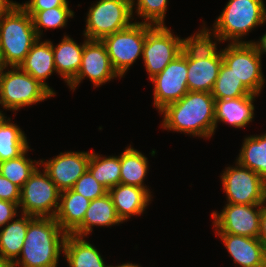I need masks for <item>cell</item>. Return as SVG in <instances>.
Instances as JSON below:
<instances>
[{
  "label": "cell",
  "instance_id": "6da1fadb",
  "mask_svg": "<svg viewBox=\"0 0 266 267\" xmlns=\"http://www.w3.org/2000/svg\"><path fill=\"white\" fill-rule=\"evenodd\" d=\"M164 129L210 138L215 132V99L211 93L188 91L160 111Z\"/></svg>",
  "mask_w": 266,
  "mask_h": 267
},
{
  "label": "cell",
  "instance_id": "7a4b0ae2",
  "mask_svg": "<svg viewBox=\"0 0 266 267\" xmlns=\"http://www.w3.org/2000/svg\"><path fill=\"white\" fill-rule=\"evenodd\" d=\"M66 236L55 218L35 217L28 224L19 258L11 267H57Z\"/></svg>",
  "mask_w": 266,
  "mask_h": 267
},
{
  "label": "cell",
  "instance_id": "3957f363",
  "mask_svg": "<svg viewBox=\"0 0 266 267\" xmlns=\"http://www.w3.org/2000/svg\"><path fill=\"white\" fill-rule=\"evenodd\" d=\"M265 22L266 8L263 0H229L216 18L213 29L204 27L199 31L208 40L215 38V43L229 40L230 43H251L252 41H243V37Z\"/></svg>",
  "mask_w": 266,
  "mask_h": 267
},
{
  "label": "cell",
  "instance_id": "277c9868",
  "mask_svg": "<svg viewBox=\"0 0 266 267\" xmlns=\"http://www.w3.org/2000/svg\"><path fill=\"white\" fill-rule=\"evenodd\" d=\"M38 39L32 17L19 3L0 18V49L6 67L19 66Z\"/></svg>",
  "mask_w": 266,
  "mask_h": 267
},
{
  "label": "cell",
  "instance_id": "5b68a950",
  "mask_svg": "<svg viewBox=\"0 0 266 267\" xmlns=\"http://www.w3.org/2000/svg\"><path fill=\"white\" fill-rule=\"evenodd\" d=\"M200 31L188 41V91L211 93L223 63L222 50ZM218 50V51H217Z\"/></svg>",
  "mask_w": 266,
  "mask_h": 267
},
{
  "label": "cell",
  "instance_id": "8992f818",
  "mask_svg": "<svg viewBox=\"0 0 266 267\" xmlns=\"http://www.w3.org/2000/svg\"><path fill=\"white\" fill-rule=\"evenodd\" d=\"M7 68L0 74V105L4 110L18 111L54 96L19 66L10 67L6 72Z\"/></svg>",
  "mask_w": 266,
  "mask_h": 267
},
{
  "label": "cell",
  "instance_id": "52a82bcc",
  "mask_svg": "<svg viewBox=\"0 0 266 267\" xmlns=\"http://www.w3.org/2000/svg\"><path fill=\"white\" fill-rule=\"evenodd\" d=\"M133 18L131 0H99L89 8L83 35L88 40H102L133 24Z\"/></svg>",
  "mask_w": 266,
  "mask_h": 267
},
{
  "label": "cell",
  "instance_id": "ba28073f",
  "mask_svg": "<svg viewBox=\"0 0 266 267\" xmlns=\"http://www.w3.org/2000/svg\"><path fill=\"white\" fill-rule=\"evenodd\" d=\"M193 35L181 39L173 35L171 29L165 25H150L146 23V39L142 59L149 79L173 61Z\"/></svg>",
  "mask_w": 266,
  "mask_h": 267
},
{
  "label": "cell",
  "instance_id": "9c48e42d",
  "mask_svg": "<svg viewBox=\"0 0 266 267\" xmlns=\"http://www.w3.org/2000/svg\"><path fill=\"white\" fill-rule=\"evenodd\" d=\"M60 190L37 168L20 190L19 208L21 214L34 217H55L60 199Z\"/></svg>",
  "mask_w": 266,
  "mask_h": 267
},
{
  "label": "cell",
  "instance_id": "30bf717a",
  "mask_svg": "<svg viewBox=\"0 0 266 267\" xmlns=\"http://www.w3.org/2000/svg\"><path fill=\"white\" fill-rule=\"evenodd\" d=\"M146 39V23L133 22L118 32L105 36V44L113 69L122 78L128 69L142 57Z\"/></svg>",
  "mask_w": 266,
  "mask_h": 267
},
{
  "label": "cell",
  "instance_id": "8fae6325",
  "mask_svg": "<svg viewBox=\"0 0 266 267\" xmlns=\"http://www.w3.org/2000/svg\"><path fill=\"white\" fill-rule=\"evenodd\" d=\"M225 168L221 175L227 203L255 205L266 204V181L256 172L240 165Z\"/></svg>",
  "mask_w": 266,
  "mask_h": 267
},
{
  "label": "cell",
  "instance_id": "7c38bea8",
  "mask_svg": "<svg viewBox=\"0 0 266 267\" xmlns=\"http://www.w3.org/2000/svg\"><path fill=\"white\" fill-rule=\"evenodd\" d=\"M188 42L182 53L150 81L154 84V107L160 112L167 105L179 101L187 92Z\"/></svg>",
  "mask_w": 266,
  "mask_h": 267
},
{
  "label": "cell",
  "instance_id": "4fadbf2b",
  "mask_svg": "<svg viewBox=\"0 0 266 267\" xmlns=\"http://www.w3.org/2000/svg\"><path fill=\"white\" fill-rule=\"evenodd\" d=\"M223 62L235 76L255 95L261 93L265 78L262 73L261 57L251 43H229L222 50Z\"/></svg>",
  "mask_w": 266,
  "mask_h": 267
},
{
  "label": "cell",
  "instance_id": "5bb4252c",
  "mask_svg": "<svg viewBox=\"0 0 266 267\" xmlns=\"http://www.w3.org/2000/svg\"><path fill=\"white\" fill-rule=\"evenodd\" d=\"M264 204H229L222 212H212L216 233L258 238L261 210Z\"/></svg>",
  "mask_w": 266,
  "mask_h": 267
},
{
  "label": "cell",
  "instance_id": "9a60e30c",
  "mask_svg": "<svg viewBox=\"0 0 266 267\" xmlns=\"http://www.w3.org/2000/svg\"><path fill=\"white\" fill-rule=\"evenodd\" d=\"M84 38L80 69L76 78L68 85L71 90L74 91L85 77L90 79L95 88L115 77L121 78L111 65L105 44L101 40Z\"/></svg>",
  "mask_w": 266,
  "mask_h": 267
},
{
  "label": "cell",
  "instance_id": "2e32d148",
  "mask_svg": "<svg viewBox=\"0 0 266 267\" xmlns=\"http://www.w3.org/2000/svg\"><path fill=\"white\" fill-rule=\"evenodd\" d=\"M91 152L61 153L50 160H40V166L60 191L71 189L87 171Z\"/></svg>",
  "mask_w": 266,
  "mask_h": 267
},
{
  "label": "cell",
  "instance_id": "e0dca14e",
  "mask_svg": "<svg viewBox=\"0 0 266 267\" xmlns=\"http://www.w3.org/2000/svg\"><path fill=\"white\" fill-rule=\"evenodd\" d=\"M235 264L240 267H266V249L258 238L216 233Z\"/></svg>",
  "mask_w": 266,
  "mask_h": 267
},
{
  "label": "cell",
  "instance_id": "ac0fdd59",
  "mask_svg": "<svg viewBox=\"0 0 266 267\" xmlns=\"http://www.w3.org/2000/svg\"><path fill=\"white\" fill-rule=\"evenodd\" d=\"M108 193L122 222L127 221L131 216L142 215L152 201L151 192L133 185L120 183L112 187Z\"/></svg>",
  "mask_w": 266,
  "mask_h": 267
},
{
  "label": "cell",
  "instance_id": "d6986e66",
  "mask_svg": "<svg viewBox=\"0 0 266 267\" xmlns=\"http://www.w3.org/2000/svg\"><path fill=\"white\" fill-rule=\"evenodd\" d=\"M258 95L243 96L215 100V130L219 122L232 125L235 128L247 126L254 118L255 97Z\"/></svg>",
  "mask_w": 266,
  "mask_h": 267
},
{
  "label": "cell",
  "instance_id": "ffe728a7",
  "mask_svg": "<svg viewBox=\"0 0 266 267\" xmlns=\"http://www.w3.org/2000/svg\"><path fill=\"white\" fill-rule=\"evenodd\" d=\"M19 67L44 85L54 96L56 95V92L45 82L53 72H56L50 40L40 41L39 38Z\"/></svg>",
  "mask_w": 266,
  "mask_h": 267
},
{
  "label": "cell",
  "instance_id": "44dd1931",
  "mask_svg": "<svg viewBox=\"0 0 266 267\" xmlns=\"http://www.w3.org/2000/svg\"><path fill=\"white\" fill-rule=\"evenodd\" d=\"M123 223L117 215L109 193L90 201L83 222L71 233L76 236H88L93 226L109 227Z\"/></svg>",
  "mask_w": 266,
  "mask_h": 267
},
{
  "label": "cell",
  "instance_id": "7402d4cb",
  "mask_svg": "<svg viewBox=\"0 0 266 267\" xmlns=\"http://www.w3.org/2000/svg\"><path fill=\"white\" fill-rule=\"evenodd\" d=\"M90 201L72 189L60 192L59 207L54 218L64 232L71 234L83 222Z\"/></svg>",
  "mask_w": 266,
  "mask_h": 267
},
{
  "label": "cell",
  "instance_id": "603a6c76",
  "mask_svg": "<svg viewBox=\"0 0 266 267\" xmlns=\"http://www.w3.org/2000/svg\"><path fill=\"white\" fill-rule=\"evenodd\" d=\"M84 42L77 44L73 38L64 35L61 43L56 46L52 42V51L56 73L60 75L67 86L76 78L81 66Z\"/></svg>",
  "mask_w": 266,
  "mask_h": 267
},
{
  "label": "cell",
  "instance_id": "cb8c5ba5",
  "mask_svg": "<svg viewBox=\"0 0 266 267\" xmlns=\"http://www.w3.org/2000/svg\"><path fill=\"white\" fill-rule=\"evenodd\" d=\"M19 219L12 220L0 231V256L11 266L19 257L25 241L28 224L35 218L21 214Z\"/></svg>",
  "mask_w": 266,
  "mask_h": 267
},
{
  "label": "cell",
  "instance_id": "d4e9b609",
  "mask_svg": "<svg viewBox=\"0 0 266 267\" xmlns=\"http://www.w3.org/2000/svg\"><path fill=\"white\" fill-rule=\"evenodd\" d=\"M84 236L67 234L64 257L69 267H109L105 265L99 251Z\"/></svg>",
  "mask_w": 266,
  "mask_h": 267
},
{
  "label": "cell",
  "instance_id": "484cf974",
  "mask_svg": "<svg viewBox=\"0 0 266 267\" xmlns=\"http://www.w3.org/2000/svg\"><path fill=\"white\" fill-rule=\"evenodd\" d=\"M119 156L121 163L120 183L138 186L150 192V189L143 183L149 171L148 158L131 145Z\"/></svg>",
  "mask_w": 266,
  "mask_h": 267
},
{
  "label": "cell",
  "instance_id": "4316f807",
  "mask_svg": "<svg viewBox=\"0 0 266 267\" xmlns=\"http://www.w3.org/2000/svg\"><path fill=\"white\" fill-rule=\"evenodd\" d=\"M236 161L266 181V133L245 137Z\"/></svg>",
  "mask_w": 266,
  "mask_h": 267
},
{
  "label": "cell",
  "instance_id": "83f0119b",
  "mask_svg": "<svg viewBox=\"0 0 266 267\" xmlns=\"http://www.w3.org/2000/svg\"><path fill=\"white\" fill-rule=\"evenodd\" d=\"M87 170L108 191L120 184V156H101L91 152Z\"/></svg>",
  "mask_w": 266,
  "mask_h": 267
},
{
  "label": "cell",
  "instance_id": "f1b7e54d",
  "mask_svg": "<svg viewBox=\"0 0 266 267\" xmlns=\"http://www.w3.org/2000/svg\"><path fill=\"white\" fill-rule=\"evenodd\" d=\"M25 133L7 118L0 126V162L15 159L28 148Z\"/></svg>",
  "mask_w": 266,
  "mask_h": 267
},
{
  "label": "cell",
  "instance_id": "f546056e",
  "mask_svg": "<svg viewBox=\"0 0 266 267\" xmlns=\"http://www.w3.org/2000/svg\"><path fill=\"white\" fill-rule=\"evenodd\" d=\"M215 100L250 96L252 93L243 85L224 62L211 92Z\"/></svg>",
  "mask_w": 266,
  "mask_h": 267
},
{
  "label": "cell",
  "instance_id": "4dcf8cb0",
  "mask_svg": "<svg viewBox=\"0 0 266 267\" xmlns=\"http://www.w3.org/2000/svg\"><path fill=\"white\" fill-rule=\"evenodd\" d=\"M29 149L30 147L22 155L15 159L0 162V173L20 189L34 171L40 167L39 160L33 161L26 157Z\"/></svg>",
  "mask_w": 266,
  "mask_h": 267
},
{
  "label": "cell",
  "instance_id": "1f68e13d",
  "mask_svg": "<svg viewBox=\"0 0 266 267\" xmlns=\"http://www.w3.org/2000/svg\"><path fill=\"white\" fill-rule=\"evenodd\" d=\"M31 17L37 36L41 39L42 28H64L74 12L69 7H55L44 11H26Z\"/></svg>",
  "mask_w": 266,
  "mask_h": 267
},
{
  "label": "cell",
  "instance_id": "d6a6232c",
  "mask_svg": "<svg viewBox=\"0 0 266 267\" xmlns=\"http://www.w3.org/2000/svg\"><path fill=\"white\" fill-rule=\"evenodd\" d=\"M132 11L144 18L141 23H147L153 26L165 25L164 19L167 11L168 0H131ZM136 4V6H135ZM136 7V8H135Z\"/></svg>",
  "mask_w": 266,
  "mask_h": 267
},
{
  "label": "cell",
  "instance_id": "836d02e7",
  "mask_svg": "<svg viewBox=\"0 0 266 267\" xmlns=\"http://www.w3.org/2000/svg\"><path fill=\"white\" fill-rule=\"evenodd\" d=\"M71 189L89 200L100 198L108 193V190L88 170L76 181Z\"/></svg>",
  "mask_w": 266,
  "mask_h": 267
},
{
  "label": "cell",
  "instance_id": "e575fe53",
  "mask_svg": "<svg viewBox=\"0 0 266 267\" xmlns=\"http://www.w3.org/2000/svg\"><path fill=\"white\" fill-rule=\"evenodd\" d=\"M19 5L25 11H44L55 7H69L68 0H30Z\"/></svg>",
  "mask_w": 266,
  "mask_h": 267
},
{
  "label": "cell",
  "instance_id": "d590c367",
  "mask_svg": "<svg viewBox=\"0 0 266 267\" xmlns=\"http://www.w3.org/2000/svg\"><path fill=\"white\" fill-rule=\"evenodd\" d=\"M20 188L0 173V199L11 201L19 205Z\"/></svg>",
  "mask_w": 266,
  "mask_h": 267
},
{
  "label": "cell",
  "instance_id": "8d00e7d4",
  "mask_svg": "<svg viewBox=\"0 0 266 267\" xmlns=\"http://www.w3.org/2000/svg\"><path fill=\"white\" fill-rule=\"evenodd\" d=\"M18 208L19 206L16 203L0 199V228L18 216Z\"/></svg>",
  "mask_w": 266,
  "mask_h": 267
},
{
  "label": "cell",
  "instance_id": "74e56055",
  "mask_svg": "<svg viewBox=\"0 0 266 267\" xmlns=\"http://www.w3.org/2000/svg\"><path fill=\"white\" fill-rule=\"evenodd\" d=\"M258 239L266 249V204L263 205L261 210Z\"/></svg>",
  "mask_w": 266,
  "mask_h": 267
},
{
  "label": "cell",
  "instance_id": "f35d334b",
  "mask_svg": "<svg viewBox=\"0 0 266 267\" xmlns=\"http://www.w3.org/2000/svg\"><path fill=\"white\" fill-rule=\"evenodd\" d=\"M259 40L258 42L253 41L251 44L255 47L259 56L262 57L266 53V33Z\"/></svg>",
  "mask_w": 266,
  "mask_h": 267
},
{
  "label": "cell",
  "instance_id": "ab89813d",
  "mask_svg": "<svg viewBox=\"0 0 266 267\" xmlns=\"http://www.w3.org/2000/svg\"><path fill=\"white\" fill-rule=\"evenodd\" d=\"M17 2L12 0H0V18L5 15Z\"/></svg>",
  "mask_w": 266,
  "mask_h": 267
},
{
  "label": "cell",
  "instance_id": "60d3db41",
  "mask_svg": "<svg viewBox=\"0 0 266 267\" xmlns=\"http://www.w3.org/2000/svg\"><path fill=\"white\" fill-rule=\"evenodd\" d=\"M109 267H141V266L128 262V263H123V264L117 265V266L109 265Z\"/></svg>",
  "mask_w": 266,
  "mask_h": 267
},
{
  "label": "cell",
  "instance_id": "b9f144b4",
  "mask_svg": "<svg viewBox=\"0 0 266 267\" xmlns=\"http://www.w3.org/2000/svg\"><path fill=\"white\" fill-rule=\"evenodd\" d=\"M5 68H6V65L3 61V57H2L1 49H0V74L5 70Z\"/></svg>",
  "mask_w": 266,
  "mask_h": 267
},
{
  "label": "cell",
  "instance_id": "7bdbcfd3",
  "mask_svg": "<svg viewBox=\"0 0 266 267\" xmlns=\"http://www.w3.org/2000/svg\"><path fill=\"white\" fill-rule=\"evenodd\" d=\"M0 267H11V266L0 256Z\"/></svg>",
  "mask_w": 266,
  "mask_h": 267
},
{
  "label": "cell",
  "instance_id": "ee69618b",
  "mask_svg": "<svg viewBox=\"0 0 266 267\" xmlns=\"http://www.w3.org/2000/svg\"><path fill=\"white\" fill-rule=\"evenodd\" d=\"M3 111L0 110V126L6 120L7 117L2 113Z\"/></svg>",
  "mask_w": 266,
  "mask_h": 267
}]
</instances>
